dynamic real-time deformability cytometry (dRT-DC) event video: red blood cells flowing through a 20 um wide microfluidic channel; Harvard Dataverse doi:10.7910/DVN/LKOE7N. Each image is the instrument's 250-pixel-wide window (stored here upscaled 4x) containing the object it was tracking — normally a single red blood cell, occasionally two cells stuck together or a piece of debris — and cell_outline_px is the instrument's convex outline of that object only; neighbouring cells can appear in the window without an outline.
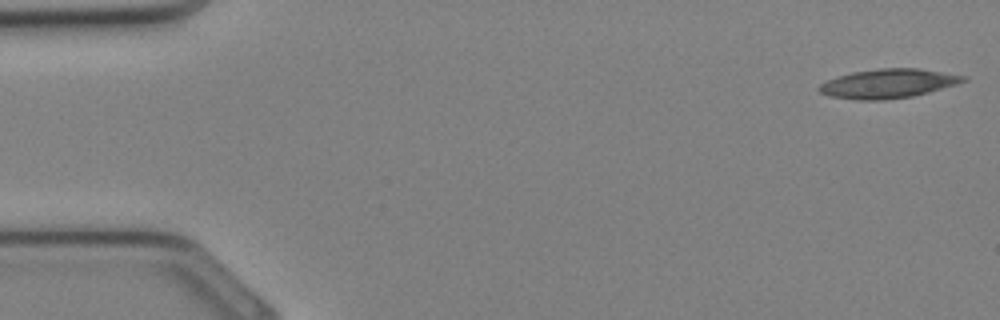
{"species": "Egyptian fruit bat (a non-hibernating species)", "species_latin": "Rousettus aegyptiacus", "temperature_condition": "cold", "stored_images_in_passage": 20, "camera_frame_rate_fps": 3000, "um_per_image_px": 0.085, "animal": {"sex": "female"}, "frame": {"image": 1, "passage_image": 1, "time_ms": 0.0, "image_size_px": [1000, 320], "cell_outline_px": [[968, 80], [956, 84], [928, 92], [912, 96], [884, 100], [860, 100], [828, 96], [820, 92], [816, 88], [820, 84], [836, 76], [852, 72], [880, 68], [920, 68], [968, 76]], "centroid_in_image_um": [75.48, 7.09], "position_along_channel_um": 9.5, "area_um2": 24.57}}
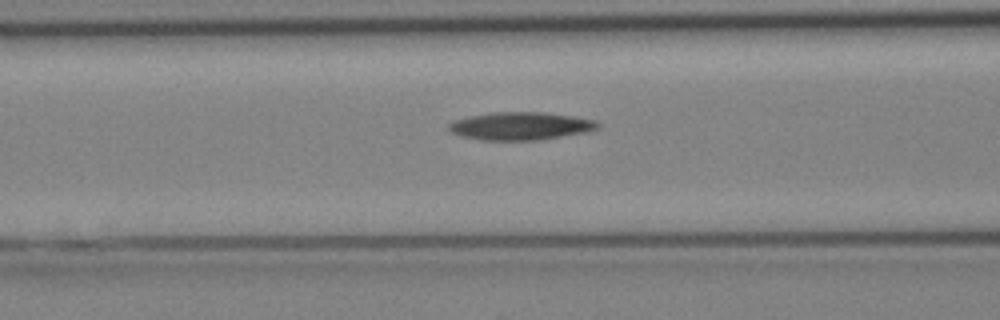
{"frame": {"image": 2, "passage_image": 13, "time_ms": 4.0, "image_size_px": [1000, 320], "cell_outline_px": [[600, 128], [588, 132], [540, 140], [480, 140], [460, 136], [452, 132], [448, 128], [448, 124], [456, 120], [472, 116], [492, 112], [540, 112], [572, 116], [596, 120], [600, 124]], "centroid_in_image_um": [44.29, 10.72], "position_along_channel_um": 122.3, "area_um2": 24.22}}
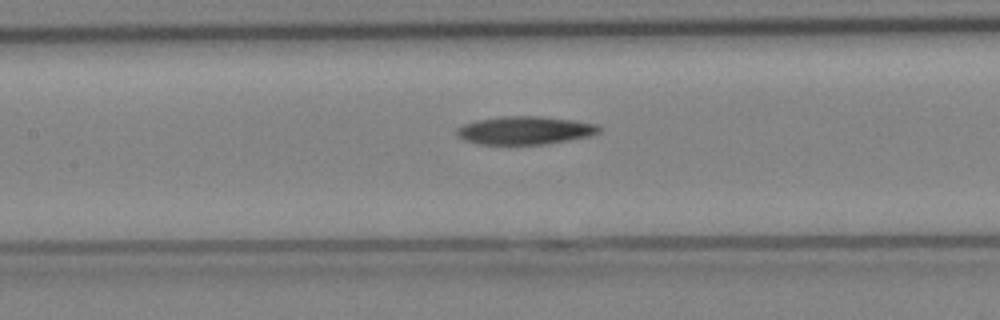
{"frame": {"image": 3, "passage_image": 15, "time_ms": 4.667, "image_size_px": [1000, 320], "cell_outline_px": [[600, 132], [592, 136], [544, 144], [480, 144], [464, 140], [456, 136], [456, 128], [464, 124], [476, 120], [504, 116], [540, 116], [572, 120], [600, 124]], "centroid_in_image_um": [44.63, 11.08], "position_along_channel_um": 162.8, "area_um2": 23.41}}